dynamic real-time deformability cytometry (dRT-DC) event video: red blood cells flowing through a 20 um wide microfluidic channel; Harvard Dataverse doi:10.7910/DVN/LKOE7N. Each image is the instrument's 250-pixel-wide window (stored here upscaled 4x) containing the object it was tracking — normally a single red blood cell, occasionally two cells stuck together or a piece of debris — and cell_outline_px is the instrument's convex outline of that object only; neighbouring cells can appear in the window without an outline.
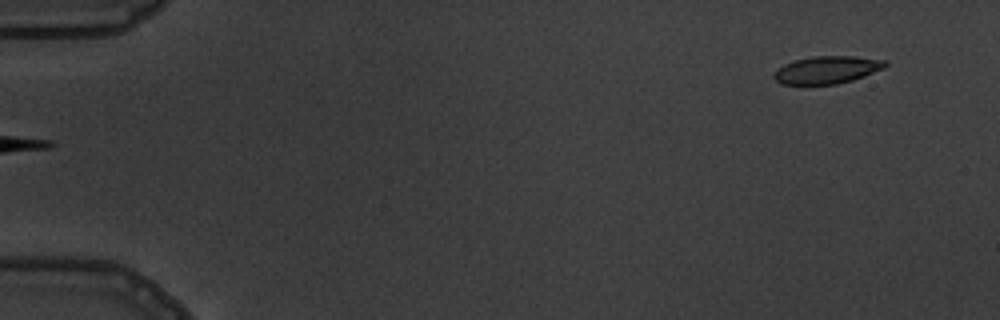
{"species": "common noctule bat (a hibernating species)", "species_latin": "Nyctalus noctula", "temperature_condition": "warm", "stored_images_in_passage": 5, "segment_of_instrument_passage": [2, 2], "camera_frame_rate_fps": 3000, "um_per_image_px": 0.085, "animal": {"sex": "male", "body_mass_g": 19.5, "forearm_length_mm": 54.6}, "frame": {"image": 1, "passage_image": 5, "time_ms": 4.333, "image_size_px": [1000, 320], "cell_outline_px": [[888, 64], [884, 68], [864, 76], [852, 80], [836, 84], [780, 84], [772, 76], [784, 64], [796, 60], [812, 56], [852, 56], [888, 60]], "centroid_in_image_um": [70.33, 5.93], "position_along_channel_um": 14.7, "area_um2": 17.74}}